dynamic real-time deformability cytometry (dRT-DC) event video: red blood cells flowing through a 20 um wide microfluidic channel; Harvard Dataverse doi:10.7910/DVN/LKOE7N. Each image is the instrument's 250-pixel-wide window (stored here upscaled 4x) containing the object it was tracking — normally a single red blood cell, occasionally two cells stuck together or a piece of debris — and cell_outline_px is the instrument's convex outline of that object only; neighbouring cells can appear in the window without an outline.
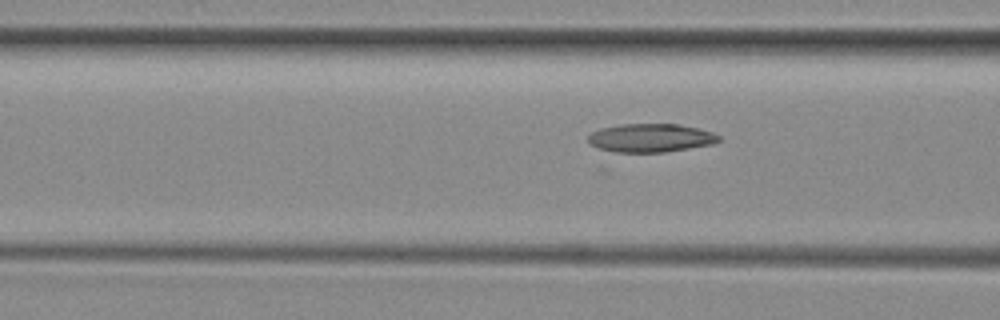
{"species": "common noctule bat (a hibernating species)", "species_latin": "Nyctalus noctula", "temperature_condition": "room temperature", "stored_images_in_passage": 30, "camera_frame_rate_fps": 3000, "um_per_image_px": 0.085, "animal": {"sex": "female", "body_mass_g": 29.2, "forearm_length_mm": 56.3}, "frame": {"image": 1, "passage_image": 9, "time_ms": 2.667, "image_size_px": [1000, 320], "cell_outline_px": [[720, 140], [712, 144], [664, 152], [616, 152], [600, 148], [592, 144], [588, 140], [588, 136], [592, 132], [600, 128], [620, 124], [680, 124], [712, 132], [720, 136]], "centroid_in_image_um": [55.31, 11.71], "position_along_channel_um": 111.3, "area_um2": 21.44}}
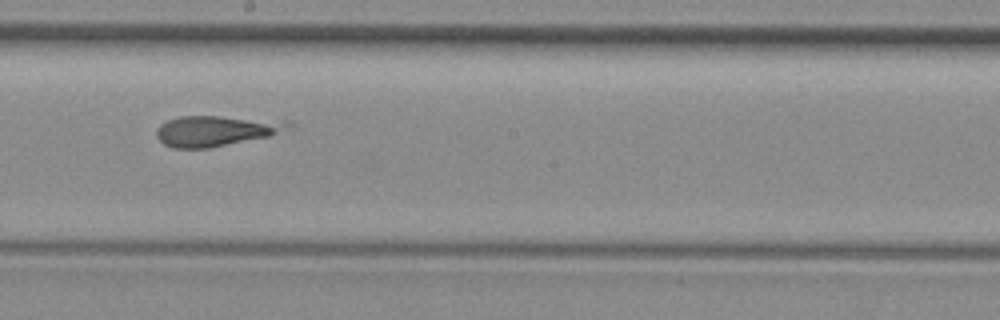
{"frame": {"image": 2, "passage_image": 18, "time_ms": 5.667, "image_size_px": [1000, 320], "cell_outline_px": [[292, 124], [268, 136], [208, 148], [172, 148], [164, 144], [156, 136], [156, 128], [160, 124], [168, 120], [180, 116], [220, 116], [292, 120]], "centroid_in_image_um": [18.3, 11.1], "position_along_channel_um": 229.9, "area_um2": 23.29}}
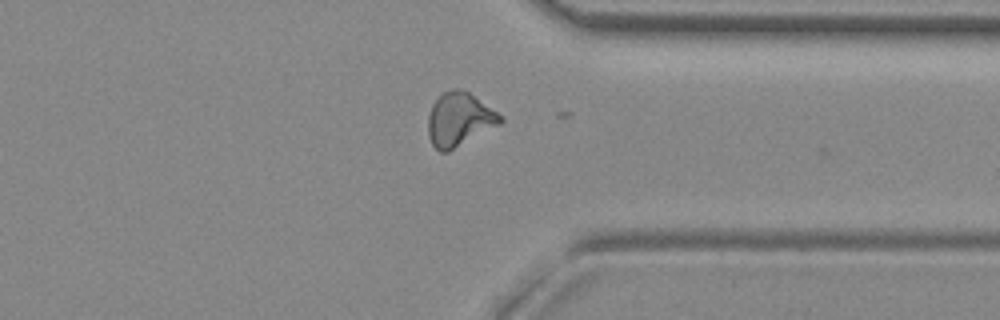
{"frame": {"image": 3, "passage_image": 29, "time_ms": 9.333, "image_size_px": [1000, 320], "cell_outline_px": [[504, 120], [500, 124], [448, 152], [440, 152], [432, 144], [428, 136], [428, 116], [432, 104], [444, 92], [452, 88], [464, 88], [504, 116]], "centroid_in_image_um": [39.06, 10.13], "position_along_channel_um": 372.3, "area_um2": 22.77}}